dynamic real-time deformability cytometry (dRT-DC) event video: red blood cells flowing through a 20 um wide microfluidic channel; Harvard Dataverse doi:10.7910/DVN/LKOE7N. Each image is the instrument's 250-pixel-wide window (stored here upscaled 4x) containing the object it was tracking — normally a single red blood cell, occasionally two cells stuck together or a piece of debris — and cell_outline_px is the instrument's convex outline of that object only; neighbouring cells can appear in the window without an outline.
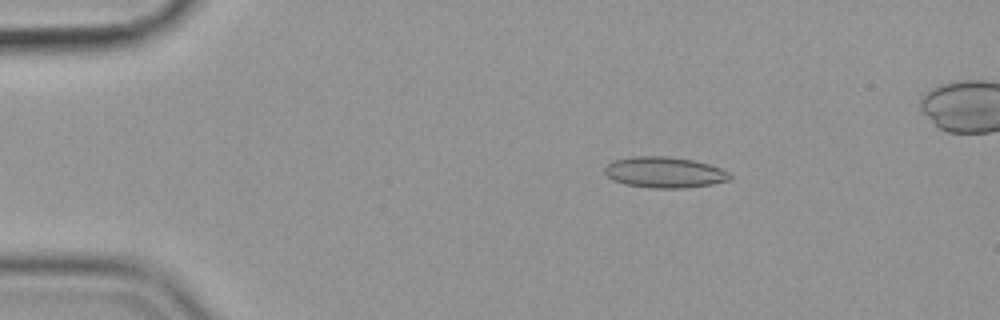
{"species": "common noctule bat (a hibernating species)", "species_latin": "Nyctalus noctula", "temperature_condition": "cold", "stored_images_in_passage": 53, "camera_frame_rate_fps": 3000, "um_per_image_px": 0.085, "animal": {"sex": "female", "body_mass_g": 19.9}, "frame": {"image": 1, "passage_image": 10, "time_ms": 3.0, "image_size_px": [1000, 320], "cell_outline_px": [[732, 180], [712, 184], [684, 188], [648, 188], [624, 184], [612, 180], [604, 172], [604, 168], [612, 160], [632, 156], [668, 156], [692, 160], [708, 164], [720, 168], [728, 172], [732, 176]], "centroid_in_image_um": [56.46, 14.65], "position_along_channel_um": 28.5, "area_um2": 22.77}}
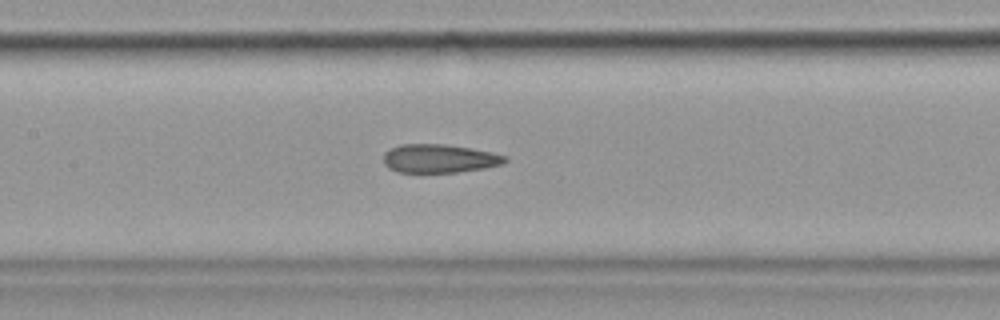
{"frame": {"image": 2, "passage_image": 27, "time_ms": 8.667, "image_size_px": [1000, 320], "cell_outline_px": [[508, 160], [500, 164], [484, 168], [456, 172], [396, 172], [388, 168], [384, 164], [384, 152], [400, 144], [444, 144], [472, 148], [492, 152], [508, 156]], "centroid_in_image_um": [37.34, 13.47], "position_along_channel_um": 170.1, "area_um2": 20.23}}
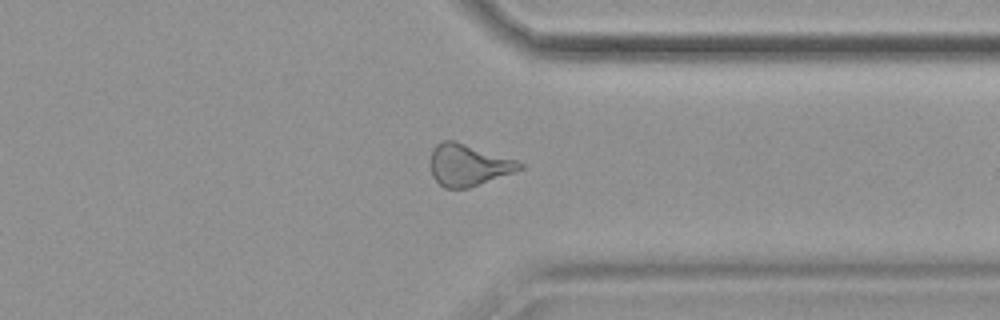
{"frame": {"image": 3, "passage_image": 44, "time_ms": 14.333, "image_size_px": [1000, 320], "cell_outline_px": [[524, 168], [468, 188], [444, 188], [432, 176], [432, 148], [436, 144], [444, 140], [452, 140], [516, 160], [524, 164]], "centroid_in_image_um": [39.8, 14.03], "position_along_channel_um": 371.6, "area_um2": 21.15}, "authors_computed_cell_mechanics": {"area_um2": 21.2704, "velocity_mm_per_s": 3.5753, "shape_relaxation_time_tau1_ms": null, "shape_relaxation_time_tau2_ms": 2.7772, "deformation_change_tau1": null, "deformation_change_tau2": 0.1182}}